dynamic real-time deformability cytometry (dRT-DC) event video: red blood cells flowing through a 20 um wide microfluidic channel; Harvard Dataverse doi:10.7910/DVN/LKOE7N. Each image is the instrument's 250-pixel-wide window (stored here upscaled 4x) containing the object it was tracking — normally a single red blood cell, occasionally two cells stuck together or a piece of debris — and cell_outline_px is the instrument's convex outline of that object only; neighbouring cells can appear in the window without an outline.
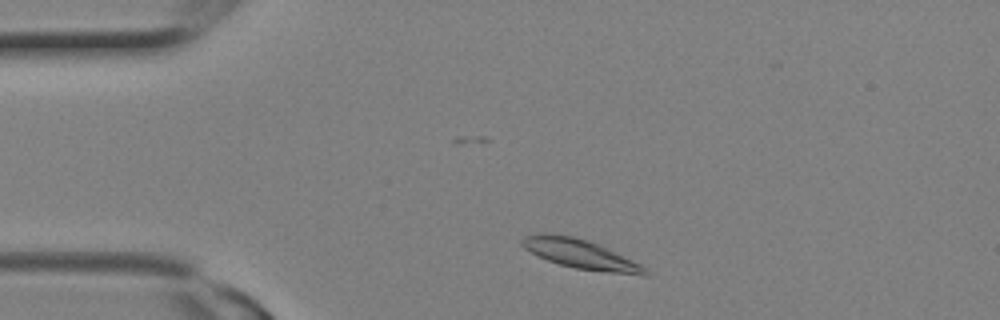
{"species": "Egyptian fruit bat (a non-hibernating species)", "species_latin": "Rousettus aegyptiacus", "temperature_condition": "room temperature", "stored_images_in_passage": 4, "camera_frame_rate_fps": 3000, "um_per_image_px": 0.085, "animal": {"sex": "female"}, "frame": {"image": 1, "passage_image": 2, "time_ms": 0.333, "image_size_px": [1000, 320], "cell_outline_px": [[648, 276], [640, 276], [604, 272], [576, 268], [560, 264], [548, 260], [524, 248], [520, 244], [520, 240], [524, 236], [572, 236], [588, 240], [600, 244], [640, 264], [648, 272]], "centroid_in_image_um": [49.45, 21.65], "position_along_channel_um": 35.5, "area_um2": 20.35}}